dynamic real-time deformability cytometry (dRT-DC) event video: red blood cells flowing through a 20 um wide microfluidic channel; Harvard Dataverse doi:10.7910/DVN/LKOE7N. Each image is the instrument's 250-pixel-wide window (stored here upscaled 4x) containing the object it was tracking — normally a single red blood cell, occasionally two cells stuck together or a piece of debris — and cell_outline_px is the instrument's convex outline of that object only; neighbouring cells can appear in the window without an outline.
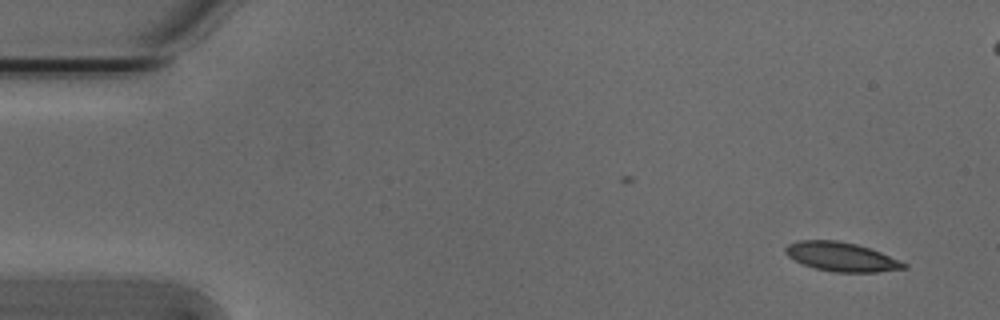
{"species": "Egyptian fruit bat (a non-hibernating species)", "species_latin": "Rousettus aegyptiacus", "temperature_condition": "cold", "stored_images_in_passage": 39, "camera_frame_rate_fps": 3000, "um_per_image_px": 0.085, "animal": {"sex": "male"}, "frame": {"image": 1, "passage_image": 1, "time_ms": 0.0, "image_size_px": [1000, 320], "cell_outline_px": [[908, 268], [876, 272], [832, 272], [816, 268], [804, 264], [788, 256], [784, 252], [784, 248], [788, 244], [800, 240], [836, 240], [856, 244], [880, 252], [900, 260], [908, 264]], "centroid_in_image_um": [71.53, 21.83], "position_along_channel_um": 13.5, "area_um2": 19.94}}
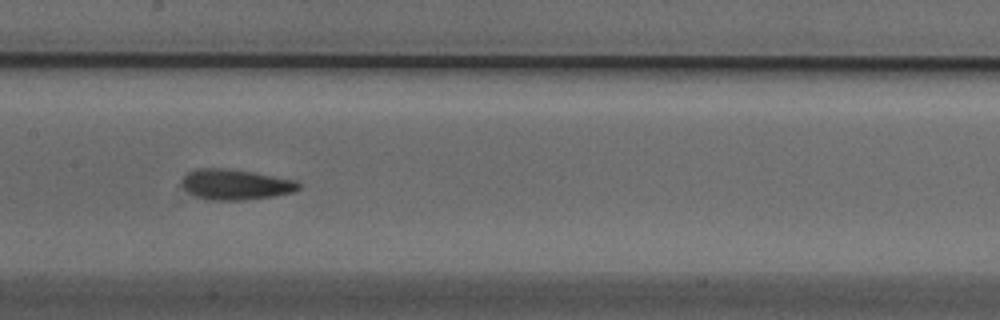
{"frame": {"image": 2, "passage_image": 24, "time_ms": 7.667, "image_size_px": [1000, 320], "cell_outline_px": [[300, 188], [292, 192], [276, 196], [240, 200], [212, 200], [192, 196], [180, 184], [180, 180], [188, 172], [200, 168], [220, 168], [252, 172], [296, 180], [300, 184]], "centroid_in_image_um": [19.98, 15.69], "position_along_channel_um": 187.4, "area_um2": 20.75}}
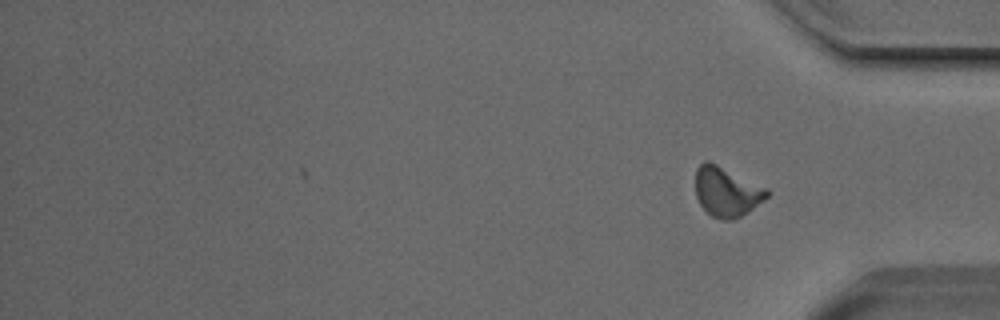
{"frame": {"image": 3, "passage_image": 39, "time_ms": 12.667, "image_size_px": [1000, 320], "cell_outline_px": [[772, 192], [764, 200], [748, 212], [732, 220], [724, 220], [712, 216], [700, 204], [696, 196], [696, 168], [704, 160], [708, 160], [768, 188]], "centroid_in_image_um": [61.78, 16.29], "position_along_channel_um": 373.4, "area_um2": 20.69}, "authors_computed_cell_mechanics": {"area_um2": 20.1722, "velocity_mm_per_s": 3.7874, "shape_relaxation_time_tau1_ms": 4.5204, "shape_relaxation_time_tau2_ms": 2.1967, "deformation_change_tau1": 0.1469, "deformation_change_tau2": 0.0906}}